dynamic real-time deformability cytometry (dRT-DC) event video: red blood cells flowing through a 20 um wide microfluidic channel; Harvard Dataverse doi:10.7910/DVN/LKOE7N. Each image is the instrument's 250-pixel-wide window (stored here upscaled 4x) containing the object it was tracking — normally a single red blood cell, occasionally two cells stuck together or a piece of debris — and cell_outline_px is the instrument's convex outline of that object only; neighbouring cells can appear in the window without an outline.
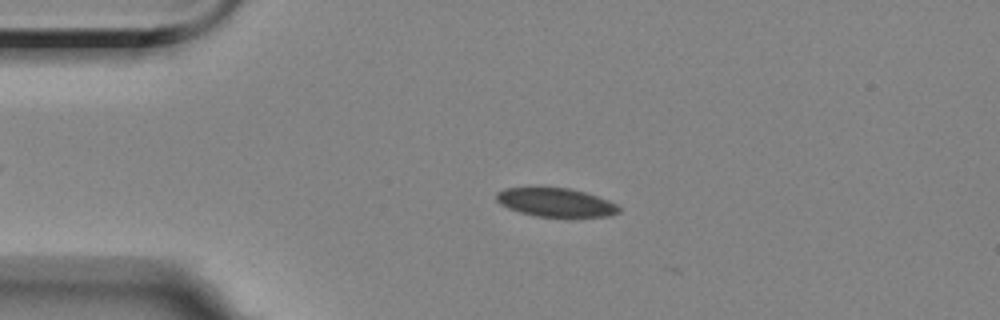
{"species": "Egyptian fruit bat (a non-hibernating species)", "species_latin": "Rousettus aegyptiacus", "temperature_condition": "room temperature", "stored_images_in_passage": 4, "camera_frame_rate_fps": 3000, "um_per_image_px": 0.085, "animal": {"sex": "female"}, "frame": {"image": 1, "passage_image": 3, "time_ms": 2.333, "image_size_px": [1000, 320], "cell_outline_px": [[620, 212], [608, 216], [568, 220], [536, 216], [520, 212], [508, 208], [500, 204], [496, 200], [496, 192], [504, 188], [568, 188], [584, 192], [608, 200], [616, 204], [620, 208]], "centroid_in_image_um": [47.27, 17.26], "position_along_channel_um": 37.7, "area_um2": 21.15}}